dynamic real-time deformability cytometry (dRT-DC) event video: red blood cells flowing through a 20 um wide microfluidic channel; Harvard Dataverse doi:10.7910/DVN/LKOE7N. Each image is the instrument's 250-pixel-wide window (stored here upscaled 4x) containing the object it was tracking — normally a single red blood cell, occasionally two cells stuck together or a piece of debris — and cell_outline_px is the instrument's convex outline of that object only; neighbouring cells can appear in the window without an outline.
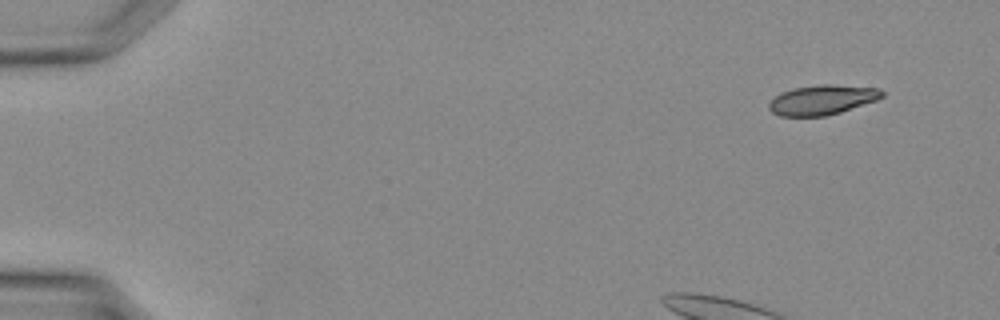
{"species": "Egyptian fruit bat (a non-hibernating species)", "species_latin": "Rousettus aegyptiacus", "temperature_condition": "warm", "stored_images_in_passage": 35, "camera_frame_rate_fps": 3000, "um_per_image_px": 0.085, "animal": {"sex": "female"}, "frame": {"image": 1, "passage_image": 1, "time_ms": 0.0, "image_size_px": [1000, 320], "cell_outline_px": [[884, 96], [876, 100], [840, 112], [824, 116], [780, 116], [772, 112], [768, 108], [768, 104], [780, 92], [792, 88], [816, 84], [832, 84], [880, 88], [884, 92]], "centroid_in_image_um": [69.88, 8.47], "position_along_channel_um": 15.1, "area_um2": 19.71}}